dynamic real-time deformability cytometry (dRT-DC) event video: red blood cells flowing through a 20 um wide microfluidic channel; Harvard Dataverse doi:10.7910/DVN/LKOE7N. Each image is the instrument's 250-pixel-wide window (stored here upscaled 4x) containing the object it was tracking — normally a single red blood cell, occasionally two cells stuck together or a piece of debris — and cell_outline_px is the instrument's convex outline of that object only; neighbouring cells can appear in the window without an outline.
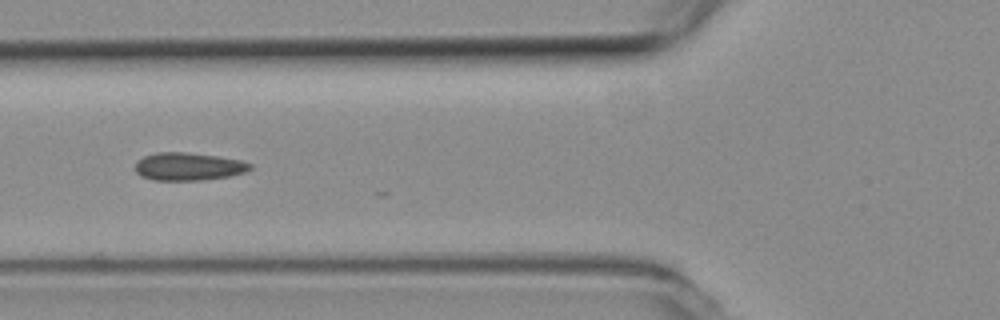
{"species": "common noctule bat (a hibernating species)", "species_latin": "Nyctalus noctula", "temperature_condition": "room temperature", "stored_images_in_passage": 13, "camera_frame_rate_fps": 3000, "um_per_image_px": 0.085, "animal": {"sex": "female", "body_mass_g": 19.3, "forearm_length_mm": 54.1}, "frame": {"image": 1, "passage_image": 9, "time_ms": 2.667, "image_size_px": [1000, 320], "cell_outline_px": [[252, 168], [244, 172], [228, 176], [200, 180], [152, 180], [140, 176], [136, 172], [136, 164], [144, 156], [156, 152], [188, 152], [216, 156], [240, 160], [252, 164]], "centroid_in_image_um": [16.0, 14.15], "position_along_channel_um": 109.8, "area_um2": 18.5}}
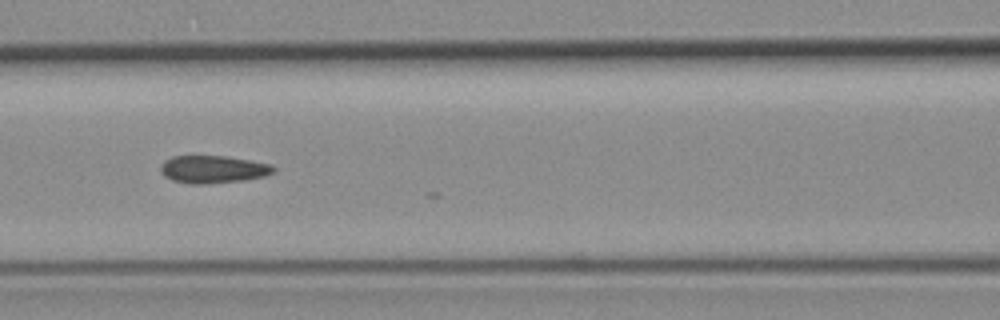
{"frame": {"image": 2, "passage_image": 12, "time_ms": 3.667, "image_size_px": [1000, 320], "cell_outline_px": [[276, 172], [264, 176], [244, 180], [204, 184], [188, 184], [172, 180], [164, 176], [160, 172], [160, 164], [164, 160], [172, 156], [228, 156], [272, 164], [276, 168]], "centroid_in_image_um": [18.1, 14.39], "position_along_channel_um": 148.5, "area_um2": 18.44}}